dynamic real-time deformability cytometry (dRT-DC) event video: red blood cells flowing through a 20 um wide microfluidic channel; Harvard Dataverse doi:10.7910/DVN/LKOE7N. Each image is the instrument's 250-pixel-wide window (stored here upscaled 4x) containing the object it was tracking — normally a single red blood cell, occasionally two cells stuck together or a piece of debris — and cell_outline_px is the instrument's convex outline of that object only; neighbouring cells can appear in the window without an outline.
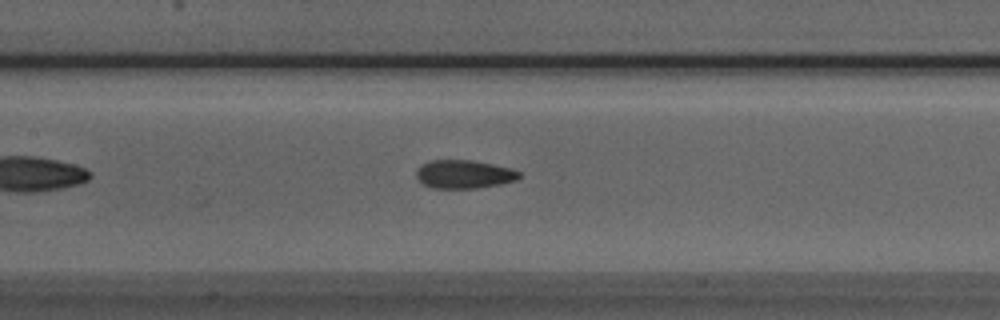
{"species": "Egyptian fruit bat (a non-hibernating species)", "species_latin": "Rousettus aegyptiacus", "temperature_condition": "room temperature", "stored_images_in_passage": 42, "camera_frame_rate_fps": 3000, "um_per_image_px": 0.085, "animal": {"sex": "male"}, "frame": {"image": 1, "passage_image": 14, "time_ms": 4.333, "image_size_px": [1000, 320], "cell_outline_px": [[520, 176], [516, 180], [500, 184], [476, 188], [432, 188], [424, 184], [416, 176], [416, 168], [420, 164], [432, 160], [472, 160], [512, 168], [520, 172]], "centroid_in_image_um": [39.43, 14.8], "position_along_channel_um": 168.0, "area_um2": 17.05}}
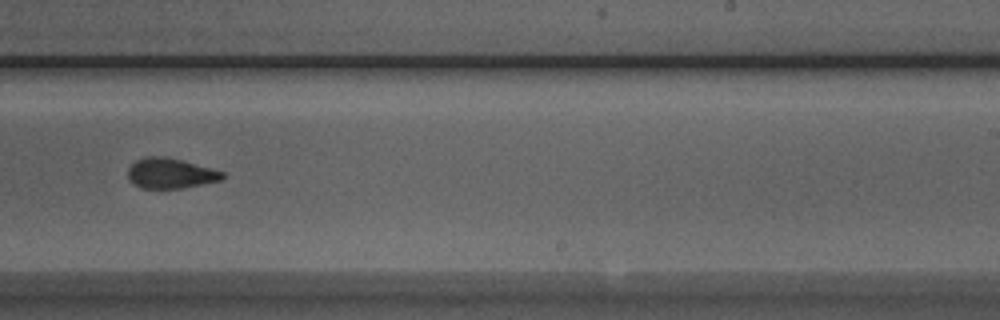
{"frame": {"image": 2, "passage_image": 22, "time_ms": 7.0, "image_size_px": [1000, 320], "cell_outline_px": [[224, 176], [220, 180], [184, 188], [140, 188], [132, 184], [128, 180], [128, 168], [136, 160], [144, 156], [164, 156], [180, 160], [224, 172]], "centroid_in_image_um": [14.42, 14.74], "position_along_channel_um": 274.6, "area_um2": 16.59}}
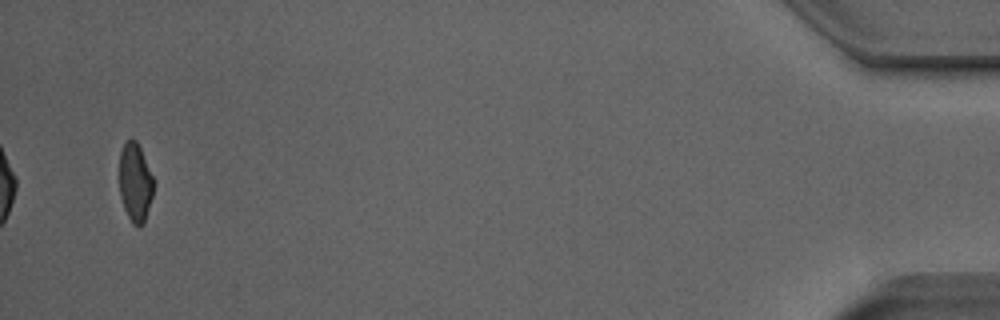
{"frame": {"image": 3, "passage_image": 40, "time_ms": 13.0, "image_size_px": [1000, 320], "cell_outline_px": [[156, 184], [144, 224], [140, 228], [132, 224], [124, 208], [120, 196], [120, 152], [124, 140], [132, 136], [136, 140], [156, 180]], "centroid_in_image_um": [11.52, 15.49], "position_along_channel_um": 423.7, "area_um2": 16.3}, "authors_computed_cell_mechanics": {"area_um2": 17.0799, "velocity_mm_per_s": 4.0111, "shape_relaxation_time_tau1_ms": 5.1732, "shape_relaxation_time_tau2_ms": 1.5108, "deformation_change_tau1": 0.173, "deformation_change_tau2": 0.0856}}